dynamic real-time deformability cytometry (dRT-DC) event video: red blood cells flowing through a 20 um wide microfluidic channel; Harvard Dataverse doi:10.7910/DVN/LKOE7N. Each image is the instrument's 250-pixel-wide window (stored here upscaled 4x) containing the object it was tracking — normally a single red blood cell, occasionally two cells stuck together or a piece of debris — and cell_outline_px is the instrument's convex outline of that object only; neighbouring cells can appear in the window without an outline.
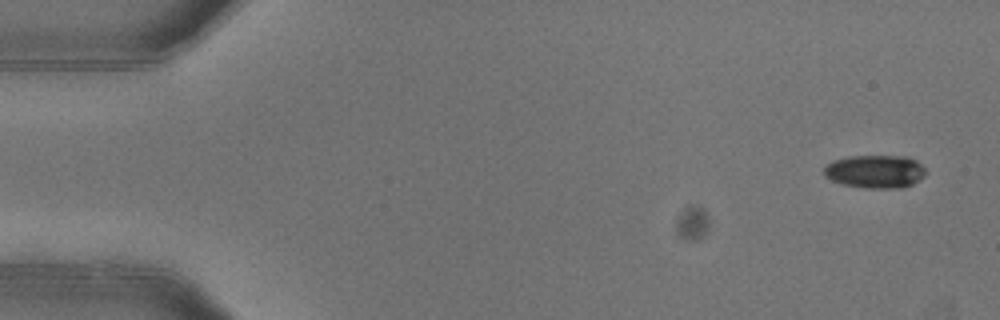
{"species": "common noctule bat (a hibernating species)", "species_latin": "Nyctalus noctula", "temperature_condition": "warm", "stored_images_in_passage": 3, "camera_frame_rate_fps": 3000, "um_per_image_px": 0.085, "animal": {"sex": "female"}, "frame": {"image": 1, "passage_image": 1, "time_ms": 0.0, "image_size_px": [1000, 320], "cell_outline_px": [[924, 176], [920, 180], [912, 184], [900, 188], [864, 188], [844, 184], [832, 180], [824, 176], [824, 168], [832, 160], [848, 156], [904, 156], [916, 160], [924, 168]], "centroid_in_image_um": [74.38, 14.57], "position_along_channel_um": 10.6, "area_um2": 19.59}}